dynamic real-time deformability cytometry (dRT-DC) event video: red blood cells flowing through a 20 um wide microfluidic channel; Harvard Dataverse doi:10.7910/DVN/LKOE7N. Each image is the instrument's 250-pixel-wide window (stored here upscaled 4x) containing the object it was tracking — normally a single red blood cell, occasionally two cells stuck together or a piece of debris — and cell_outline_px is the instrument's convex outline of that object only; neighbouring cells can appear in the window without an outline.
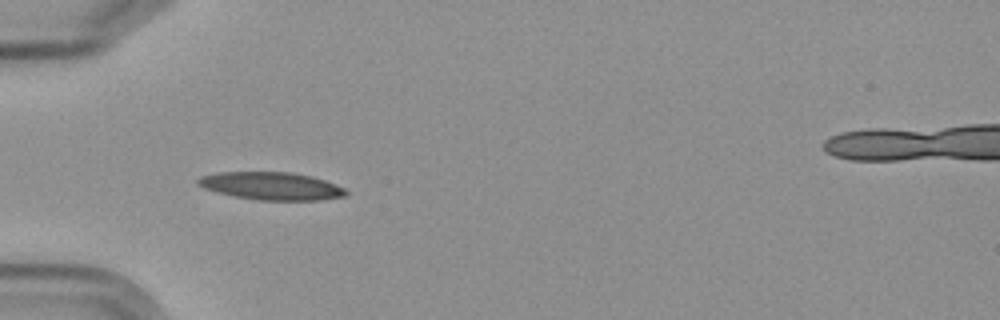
{"species": "Egyptian fruit bat (a non-hibernating species)", "species_latin": "Rousettus aegyptiacus", "temperature_condition": "cold", "stored_images_in_passage": 3, "camera_frame_rate_fps": 3000, "um_per_image_px": 0.085, "frame": {"image": 1, "passage_image": 1, "time_ms": 0.0, "image_size_px": [1000, 320], "cell_outline_px": [[348, 192], [344, 196], [320, 200], [256, 200], [232, 196], [216, 192], [204, 188], [196, 184], [196, 180], [200, 176], [216, 172], [292, 172], [312, 176], [336, 184], [344, 188]], "centroid_in_image_um": [23.02, 15.8], "position_along_channel_um": 62.0, "area_um2": 24.1}}
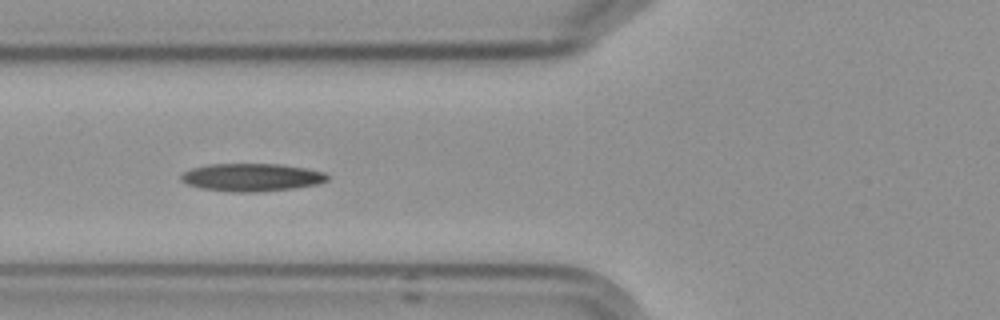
{"frame": {"image": 2, "passage_image": 2, "time_ms": 1.333, "image_size_px": [1000, 320], "cell_outline_px": [[328, 180], [320, 184], [292, 188], [260, 192], [232, 192], [200, 188], [188, 184], [180, 180], [180, 176], [184, 172], [192, 168], [212, 164], [280, 164], [304, 168], [324, 172], [328, 176]], "centroid_in_image_um": [21.39, 15.08], "position_along_channel_um": 104.4, "area_um2": 23.7}}